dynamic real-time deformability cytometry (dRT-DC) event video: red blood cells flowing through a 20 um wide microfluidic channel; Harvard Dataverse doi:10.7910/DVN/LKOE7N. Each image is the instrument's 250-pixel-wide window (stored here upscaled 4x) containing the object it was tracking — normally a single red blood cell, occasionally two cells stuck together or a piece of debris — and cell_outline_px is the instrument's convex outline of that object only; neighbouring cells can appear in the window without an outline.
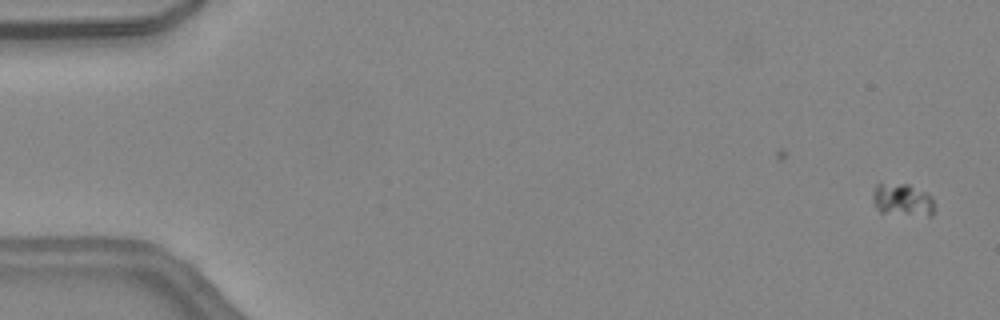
{"species": "common noctule bat (a hibernating species)", "species_latin": "Nyctalus noctula", "temperature_condition": "warm", "stored_images_in_passage": 38, "camera_frame_rate_fps": 3000, "um_per_image_px": 0.085, "animal": {"sex": "female", "body_mass_g": 24.6, "forearm_length_mm": 56.2}, "frame": {"image": 1, "passage_image": 1, "time_ms": 0.0, "image_size_px": [1000, 320], "cell_outline_px": [[932, 216], [928, 216], [880, 212], [872, 204], [872, 196], [876, 184], [908, 184], [932, 196]], "centroid_in_image_um": [76.66, 16.99], "position_along_channel_um": 8.3, "area_um2": 11.5}}
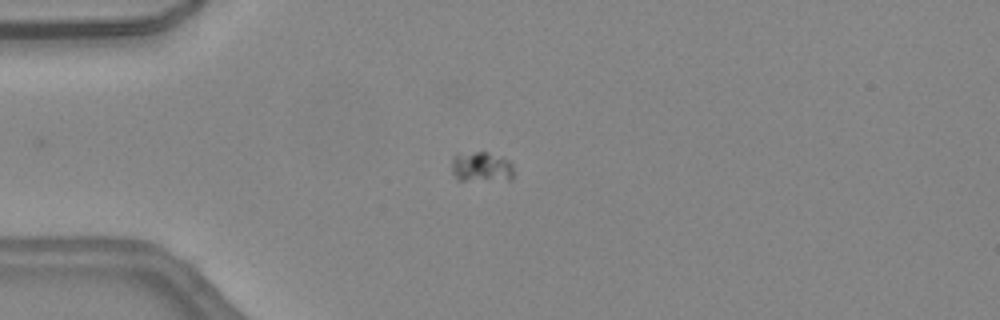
{"frame": {"image": 2, "passage_image": 12, "time_ms": 3.667, "image_size_px": [1000, 320], "cell_outline_px": [[512, 180], [460, 180], [452, 172], [452, 160], [456, 156], [476, 152], [488, 152], [500, 156], [508, 160], [512, 164]], "centroid_in_image_um": [40.96, 14.2], "position_along_channel_um": 44.0, "area_um2": 10.64}}